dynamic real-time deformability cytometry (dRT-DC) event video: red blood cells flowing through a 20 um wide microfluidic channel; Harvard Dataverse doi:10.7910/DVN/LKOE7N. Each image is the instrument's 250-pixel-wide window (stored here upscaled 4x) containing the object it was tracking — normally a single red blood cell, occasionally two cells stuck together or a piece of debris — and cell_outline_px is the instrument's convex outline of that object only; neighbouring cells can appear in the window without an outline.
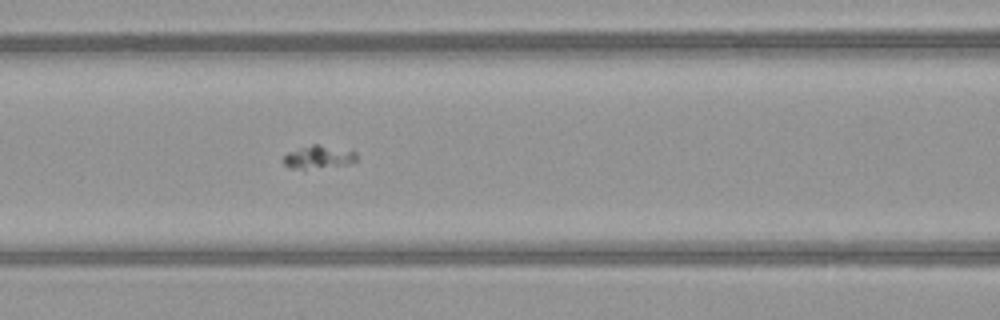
{"species": "common noctule bat (a hibernating species)", "species_latin": "Nyctalus noctula", "temperature_condition": "warm", "stored_images_in_passage": 39, "camera_frame_rate_fps": 3000, "um_per_image_px": 0.085, "animal": {"sex": "female", "body_mass_g": 21.9}, "frame": {"image": 1, "passage_image": 9, "time_ms": 2.667, "image_size_px": [1000, 320], "cell_outline_px": [[356, 160], [348, 164], [304, 172], [292, 168], [284, 164], [284, 156], [288, 152], [312, 144], [316, 144], [356, 152]], "centroid_in_image_um": [27.03, 13.41], "position_along_channel_um": 139.6, "area_um2": 10.06}}
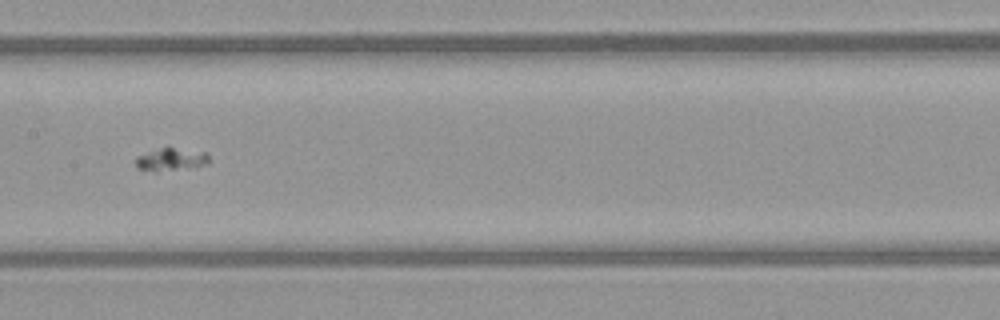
{"frame": {"image": 2, "passage_image": 13, "time_ms": 4.0, "image_size_px": [1000, 320], "cell_outline_px": [[208, 164], [156, 172], [136, 168], [136, 156], [168, 144], [208, 152]], "centroid_in_image_um": [14.53, 13.48], "position_along_channel_um": 192.9, "area_um2": 10.23}}
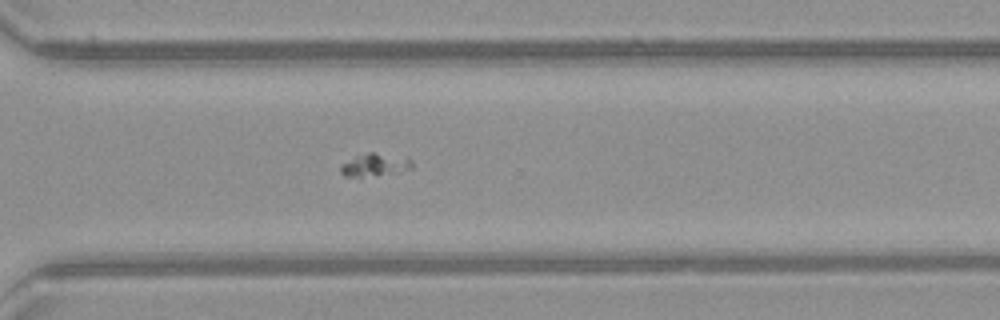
{"frame": {"image": 3, "passage_image": 24, "time_ms": 7.667, "image_size_px": [1000, 320], "cell_outline_px": [[412, 168], [360, 180], [344, 176], [340, 172], [340, 164], [356, 156], [368, 152], [372, 152], [408, 156], [412, 160]], "centroid_in_image_um": [31.82, 14.04], "position_along_channel_um": 338.8, "area_um2": 10.12}}